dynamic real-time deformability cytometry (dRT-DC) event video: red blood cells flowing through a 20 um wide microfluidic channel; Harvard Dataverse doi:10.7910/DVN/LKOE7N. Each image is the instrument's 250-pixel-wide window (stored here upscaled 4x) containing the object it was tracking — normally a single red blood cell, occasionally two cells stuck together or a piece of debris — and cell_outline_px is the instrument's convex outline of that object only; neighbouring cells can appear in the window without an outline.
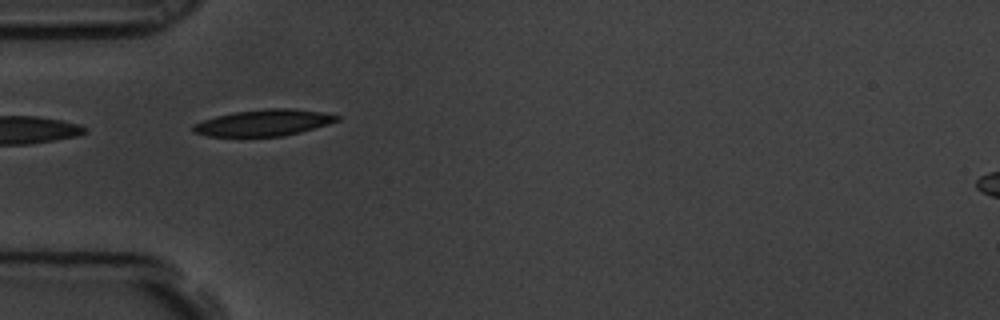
{"species": "common noctule bat (a hibernating species)", "species_latin": "Nyctalus noctula", "temperature_condition": "room temperature", "stored_images_in_passage": 10, "camera_frame_rate_fps": 3000, "um_per_image_px": 0.085, "animal": {"sex": "male", "body_mass_g": 19.5, "forearm_length_mm": 54.6}, "frame": {"image": 1, "passage_image": 6, "time_ms": 1.667, "image_size_px": [1000, 320], "cell_outline_px": [[340, 120], [328, 124], [300, 132], [284, 136], [208, 136], [192, 132], [192, 124], [216, 116], [236, 112], [264, 108], [292, 108], [320, 112], [340, 116]], "centroid_in_image_um": [22.4, 10.43], "position_along_channel_um": 62.6, "area_um2": 22.02}}
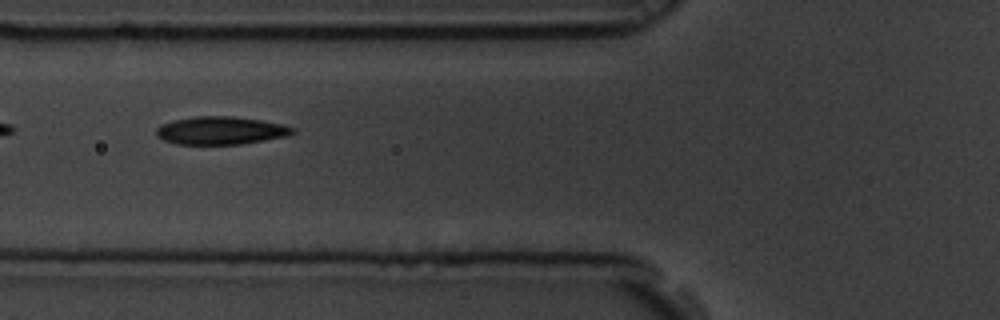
{"frame": {"image": 2, "passage_image": 7, "time_ms": 2.0, "image_size_px": [1000, 320], "cell_outline_px": [[296, 132], [288, 136], [240, 144], [176, 144], [164, 140], [156, 136], [156, 128], [160, 124], [172, 120], [196, 116], [232, 116], [260, 120], [284, 124], [296, 128]], "centroid_in_image_um": [18.77, 11.09], "position_along_channel_um": 107.0, "area_um2": 22.37}}